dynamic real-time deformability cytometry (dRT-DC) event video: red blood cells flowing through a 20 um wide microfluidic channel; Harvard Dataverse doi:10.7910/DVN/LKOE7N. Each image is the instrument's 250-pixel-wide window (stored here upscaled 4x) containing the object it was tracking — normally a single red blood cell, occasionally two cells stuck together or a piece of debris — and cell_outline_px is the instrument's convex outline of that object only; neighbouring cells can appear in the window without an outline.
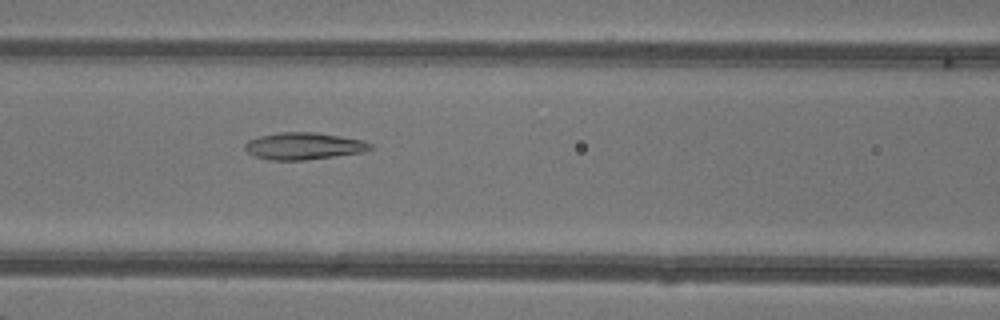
{"species": "common noctule bat (a hibernating species)", "species_latin": "Nyctalus noctula", "temperature_condition": "warm", "stored_images_in_passage": 45, "camera_frame_rate_fps": 3000, "um_per_image_px": 0.085, "animal": {"sex": "female"}, "frame": {"image": 1, "passage_image": 22, "time_ms": 7.0, "image_size_px": [1000, 320], "cell_outline_px": [[376, 148], [364, 152], [336, 156], [304, 160], [268, 160], [256, 156], [248, 152], [244, 148], [244, 144], [248, 140], [260, 136], [280, 132], [316, 132], [364, 140], [372, 144]], "centroid_in_image_um": [25.86, 12.41], "position_along_channel_um": 140.7, "area_um2": 19.88}}
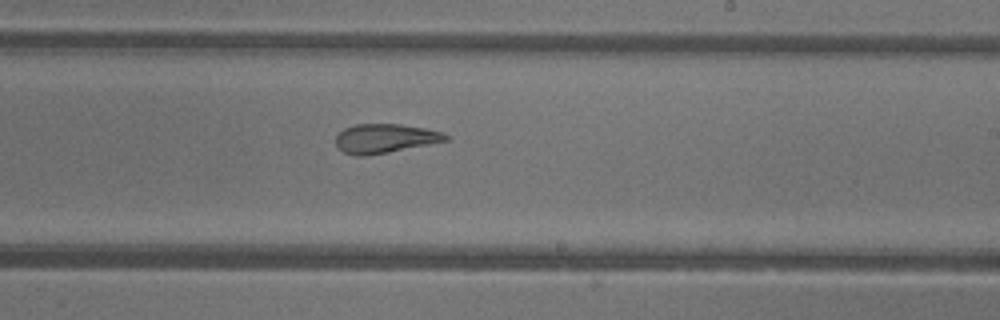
{"frame": {"image": 2, "passage_image": 30, "time_ms": 9.667, "image_size_px": [1000, 320], "cell_outline_px": [[452, 140], [388, 152], [364, 156], [356, 156], [344, 152], [336, 148], [336, 136], [344, 128], [356, 124], [400, 124], [424, 128], [440, 132], [448, 136]], "centroid_in_image_um": [32.71, 11.77], "position_along_channel_um": 256.3, "area_um2": 18.67}}
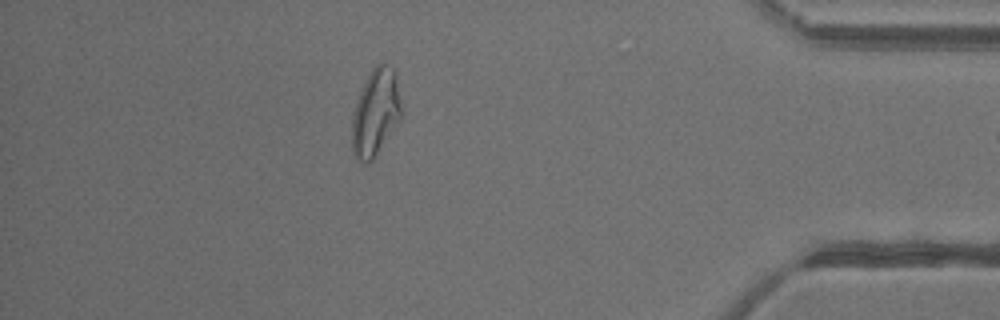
{"frame": {"image": 3, "passage_image": 43, "time_ms": 14.0, "image_size_px": [1000, 320], "cell_outline_px": [[404, 116], [372, 160], [368, 164], [364, 164], [356, 160], [352, 152], [352, 116], [356, 100], [364, 80], [372, 68], [380, 60], [392, 68], [396, 72]], "centroid_in_image_um": [31.94, 9.55], "position_along_channel_um": 403.3, "area_um2": 25.89}, "authors_computed_cell_mechanics": {"area_um2": 22.6576, "velocity_mm_per_s": 4.3441, "shape_relaxation_time_tau1_ms": null, "shape_relaxation_time_tau2_ms": 2.9458, "deformation_change_tau1": null, "deformation_change_tau2": 0.1132}}